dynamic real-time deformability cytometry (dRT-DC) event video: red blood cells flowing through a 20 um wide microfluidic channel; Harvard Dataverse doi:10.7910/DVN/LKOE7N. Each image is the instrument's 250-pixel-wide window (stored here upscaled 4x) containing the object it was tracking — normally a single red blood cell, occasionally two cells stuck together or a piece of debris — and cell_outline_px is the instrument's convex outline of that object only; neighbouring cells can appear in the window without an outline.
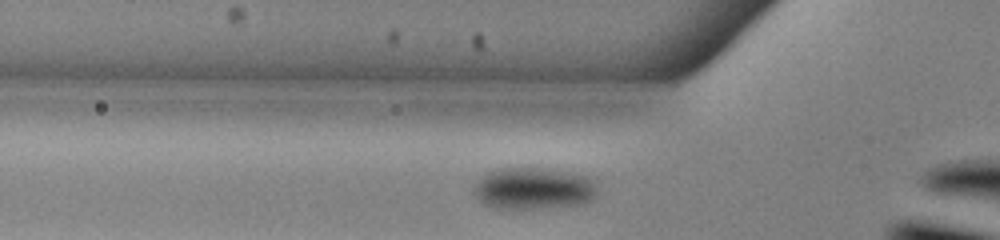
{"species": "common noctule bat (a hibernating species)", "species_latin": "Nyctalus noctula", "temperature_condition": "warm", "stored_images_in_passage": 27, "camera_frame_rate_fps": 3000, "um_per_image_px": 0.085, "animal": {"sex": "male", "body_mass_g": 13.0, "forearm_length_mm": 53.1}, "frame": {"image": 1, "passage_image": 9, "time_ms": 2.667, "image_size_px": [1000, 240], "cell_outline_px": [[596, 192], [592, 200], [584, 204], [540, 208], [496, 208], [484, 204], [476, 196], [476, 184], [488, 172], [500, 168], [540, 168], [588, 176], [592, 180]], "centroid_in_image_um": [45.37, 16.03], "position_along_channel_um": 80.4, "area_um2": 29.48}}
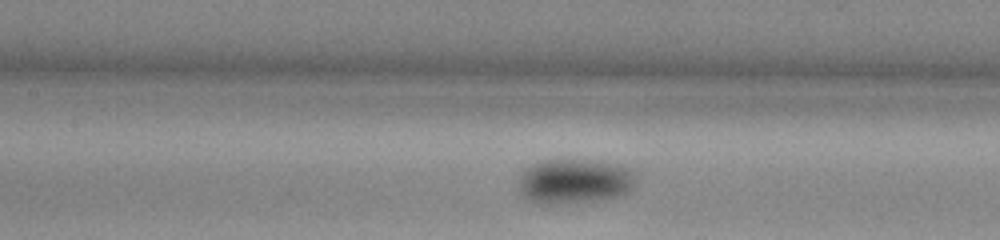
{"frame": {"image": 2, "passage_image": 15, "time_ms": 4.667, "image_size_px": [1000, 240], "cell_outline_px": [[636, 184], [624, 196], [560, 204], [540, 204], [528, 200], [520, 196], [520, 176], [532, 164], [544, 160], [592, 160], [620, 164], [632, 168], [636, 180]], "centroid_in_image_um": [48.88, 15.41], "position_along_channel_um": 158.5, "area_um2": 30.92}}
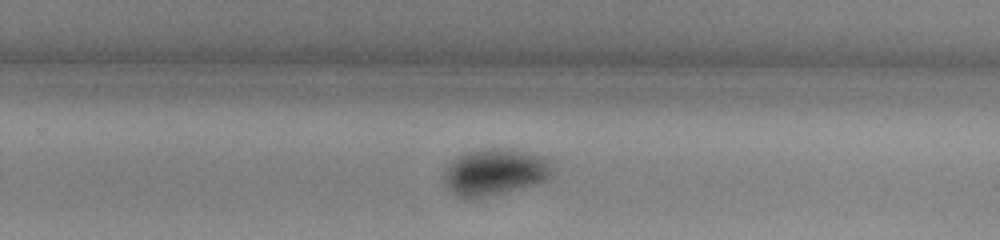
{"frame": {"image": 3, "passage_image": 25, "time_ms": 8.0, "image_size_px": [1000, 240], "cell_outline_px": [[552, 176], [536, 184], [488, 196], [456, 196], [444, 180], [444, 172], [448, 164], [460, 156], [468, 152], [480, 148], [504, 148], [544, 156], [548, 160], [552, 168]], "centroid_in_image_um": [42.09, 14.59], "position_along_channel_um": 287.7, "area_um2": 28.78}}